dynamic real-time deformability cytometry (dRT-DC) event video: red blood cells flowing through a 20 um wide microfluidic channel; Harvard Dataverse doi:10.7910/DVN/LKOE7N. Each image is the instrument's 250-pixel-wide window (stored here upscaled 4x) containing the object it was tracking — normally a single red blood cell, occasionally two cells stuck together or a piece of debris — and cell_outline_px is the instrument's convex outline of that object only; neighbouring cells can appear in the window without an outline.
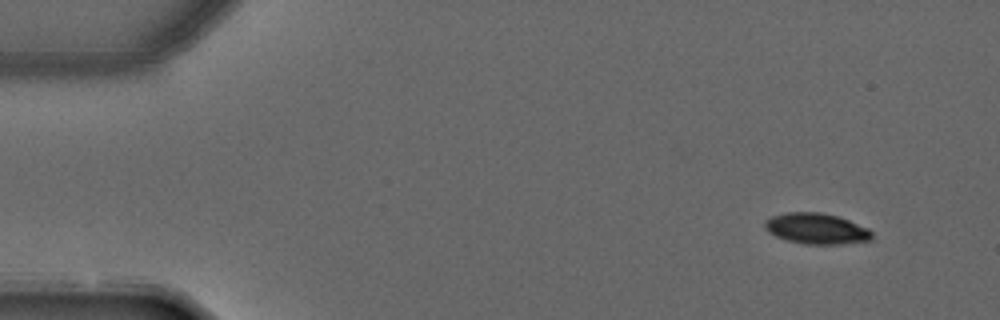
{"species": "common noctule bat (a hibernating species)", "species_latin": "Nyctalus noctula", "temperature_condition": "warm", "stored_images_in_passage": 4, "camera_frame_rate_fps": 3000, "um_per_image_px": 0.085, "animal": {"sex": "male", "forearm_length_mm": 52.5}, "frame": {"image": 1, "passage_image": 1, "time_ms": 0.0, "image_size_px": [1000, 320], "cell_outline_px": [[872, 240], [840, 244], [804, 244], [788, 240], [776, 236], [768, 232], [764, 228], [764, 220], [772, 216], [784, 212], [820, 212], [836, 216], [848, 220], [868, 228], [872, 232]], "centroid_in_image_um": [69.37, 19.43], "position_along_channel_um": 15.6, "area_um2": 19.25}}
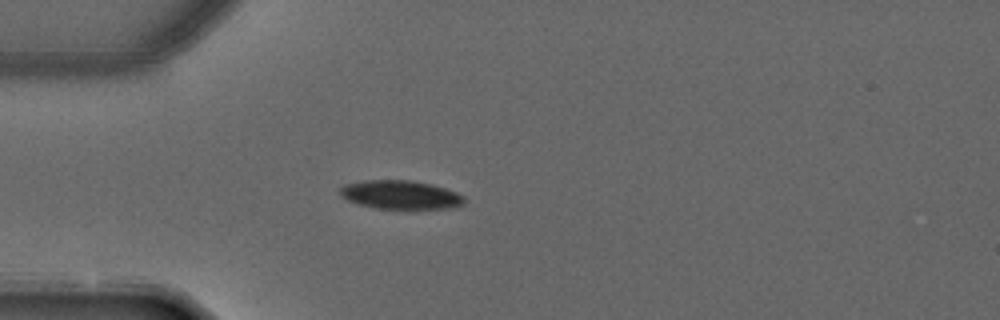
{"frame": {"image": 2, "passage_image": 4, "time_ms": 1.0, "image_size_px": [1000, 320], "cell_outline_px": [[464, 204], [452, 208], [376, 208], [360, 204], [348, 200], [340, 192], [340, 188], [344, 184], [364, 180], [412, 180], [432, 184], [456, 192], [464, 196]], "centroid_in_image_um": [34.07, 16.54], "position_along_channel_um": 50.9, "area_um2": 20.52}}